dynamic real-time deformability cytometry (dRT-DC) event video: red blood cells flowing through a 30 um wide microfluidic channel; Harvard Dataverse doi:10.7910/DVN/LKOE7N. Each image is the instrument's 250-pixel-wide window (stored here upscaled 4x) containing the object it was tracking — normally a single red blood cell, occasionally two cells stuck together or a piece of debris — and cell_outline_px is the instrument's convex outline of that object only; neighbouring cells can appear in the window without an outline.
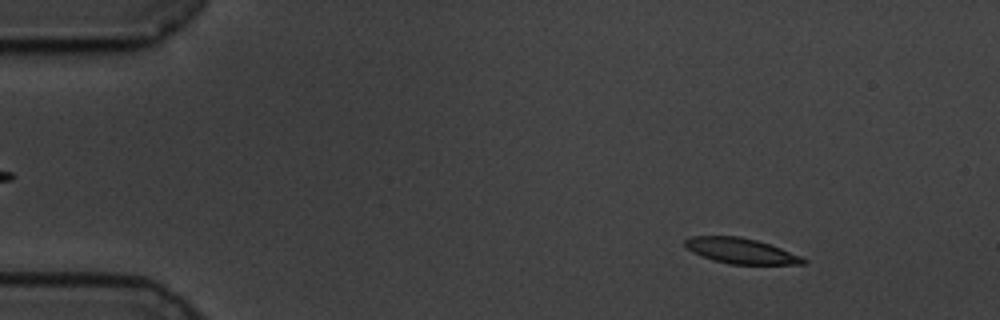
{"species": "common noctule bat (a hibernating species)", "species_latin": "Nyctalus noctula", "temperature_condition": "cold", "stored_images_in_passage": 59, "camera_frame_rate_fps": 3000, "um_per_image_px": 0.085, "animal": {"sex": "male", "body_mass_g": 19.5, "forearm_length_mm": 54.6}, "frame": {"image": 1, "passage_image": 7, "time_ms": 2.0, "image_size_px": [1000, 320], "cell_outline_px": [[808, 260], [804, 264], [728, 264], [712, 260], [700, 256], [692, 252], [684, 244], [684, 240], [692, 236], [740, 236], [756, 240], [780, 248], [800, 256]], "centroid_in_image_um": [62.93, 21.32], "position_along_channel_um": 22.1, "area_um2": 17.46}}
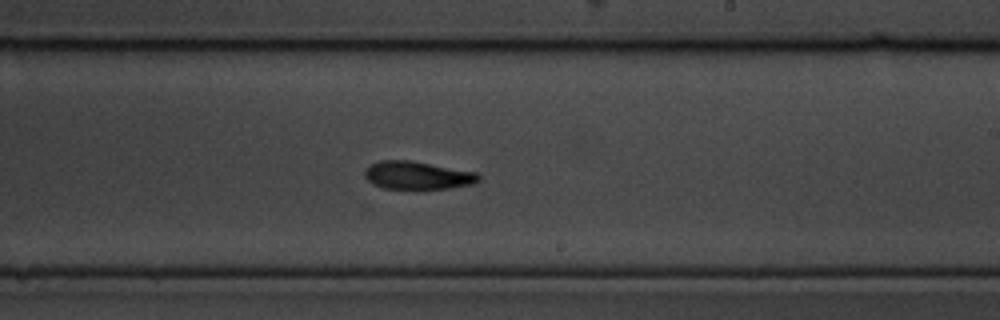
{"frame": {"image": 2, "passage_image": 35, "time_ms": 11.333, "image_size_px": [1000, 320], "cell_outline_px": [[480, 180], [472, 184], [448, 188], [416, 192], [384, 188], [372, 184], [364, 176], [364, 172], [368, 164], [380, 160], [412, 160], [480, 172]], "centroid_in_image_um": [35.49, 14.93], "position_along_channel_um": 253.5, "area_um2": 19.71}}
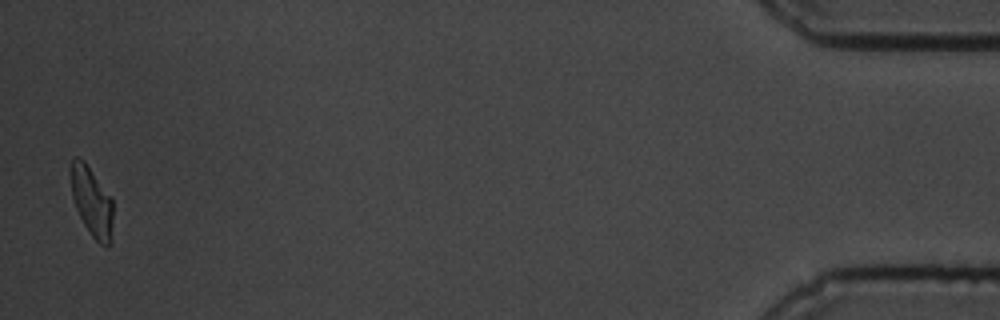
{"frame": {"image": 3, "passage_image": 58, "time_ms": 19.0, "image_size_px": [1000, 320], "cell_outline_px": [[112, 240], [104, 248], [92, 236], [84, 224], [76, 208], [72, 196], [68, 172], [72, 160], [76, 156], [80, 156], [84, 160], [112, 196]], "centroid_in_image_um": [7.78, 17.08], "position_along_channel_um": 427.4, "area_um2": 17.57}, "authors_computed_cell_mechanics": {"area_um2": 18.3226, "velocity_mm_per_s": 3.382, "shape_relaxation_time_tau1_ms": 2.7918, "shape_relaxation_time_tau2_ms": 9.977, "deformation_change_tau1": 0.1377, "deformation_change_tau2": 0.1412}}